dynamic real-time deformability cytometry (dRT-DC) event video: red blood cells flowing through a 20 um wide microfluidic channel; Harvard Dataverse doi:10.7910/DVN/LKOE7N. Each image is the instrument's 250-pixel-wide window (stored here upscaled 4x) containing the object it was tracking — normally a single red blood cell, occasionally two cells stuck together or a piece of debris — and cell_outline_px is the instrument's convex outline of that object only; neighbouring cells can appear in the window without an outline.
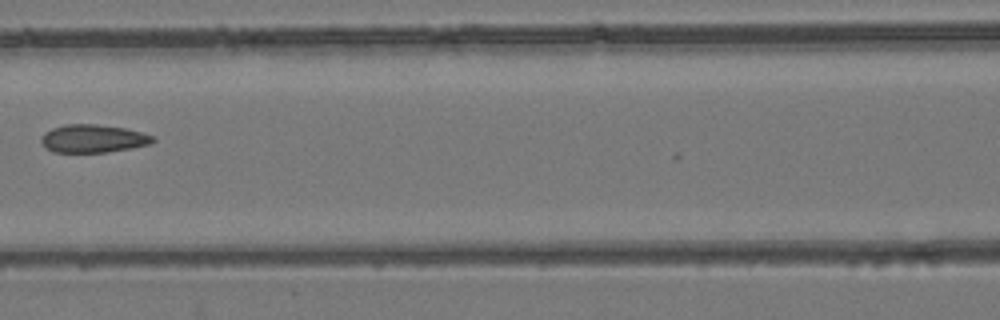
{"species": "common noctule bat (a hibernating species)", "species_latin": "Nyctalus noctula", "temperature_condition": "room temperature", "stored_images_in_passage": 7, "camera_frame_rate_fps": 3000, "um_per_image_px": 0.085, "animal": {"sex": "female", "body_mass_g": 24.6, "forearm_length_mm": 56.2}, "frame": {"image": 1, "passage_image": 7, "time_ms": 6.667, "image_size_px": [1000, 320], "cell_outline_px": [[156, 140], [152, 144], [132, 148], [104, 152], [52, 152], [44, 148], [40, 140], [40, 136], [44, 132], [52, 128], [64, 124], [96, 124], [124, 128], [156, 136]], "centroid_in_image_um": [7.89, 11.78], "position_along_channel_um": 158.7, "area_um2": 18.5}}